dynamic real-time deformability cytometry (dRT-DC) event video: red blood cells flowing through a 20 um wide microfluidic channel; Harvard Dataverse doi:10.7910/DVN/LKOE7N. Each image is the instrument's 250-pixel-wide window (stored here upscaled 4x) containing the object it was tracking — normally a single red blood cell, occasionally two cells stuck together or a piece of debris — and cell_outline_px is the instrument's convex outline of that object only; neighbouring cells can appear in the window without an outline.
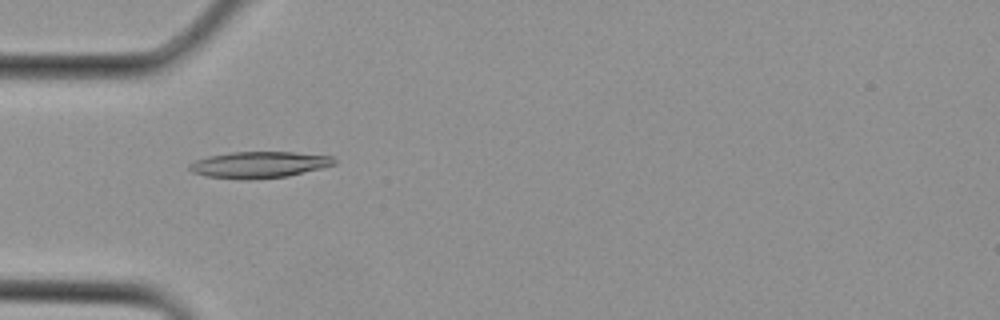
{"species": "Egyptian fruit bat (a non-hibernating species)", "species_latin": "Rousettus aegyptiacus", "temperature_condition": "cold", "stored_images_in_passage": 2, "camera_frame_rate_fps": 3000, "um_per_image_px": 0.085, "animal": {"sex": "female"}, "frame": {"image": 1, "passage_image": 2, "time_ms": 0.333, "image_size_px": [1000, 320], "cell_outline_px": [[336, 164], [288, 176], [248, 180], [240, 180], [204, 176], [192, 172], [188, 168], [188, 164], [196, 160], [208, 156], [232, 152], [292, 152], [332, 156], [336, 160]], "centroid_in_image_um": [21.98, 14.01], "position_along_channel_um": 63.0, "area_um2": 22.37}}